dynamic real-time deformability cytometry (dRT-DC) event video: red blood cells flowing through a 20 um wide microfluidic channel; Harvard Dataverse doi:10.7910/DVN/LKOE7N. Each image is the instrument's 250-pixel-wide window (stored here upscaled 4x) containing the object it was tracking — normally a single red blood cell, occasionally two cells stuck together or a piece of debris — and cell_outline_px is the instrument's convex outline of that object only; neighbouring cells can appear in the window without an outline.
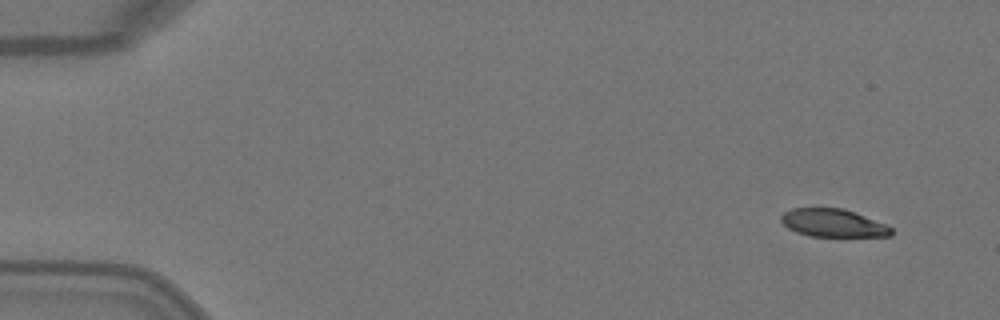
{"species": "Egyptian fruit bat (a non-hibernating species)", "species_latin": "Rousettus aegyptiacus", "temperature_condition": "warm", "stored_images_in_passage": 3, "camera_frame_rate_fps": 3000, "um_per_image_px": 0.085, "animal": {"sex": "female"}, "frame": {"image": 1, "passage_image": 1, "time_ms": 0.0, "image_size_px": [1000, 320], "cell_outline_px": [[892, 236], [808, 236], [796, 232], [788, 228], [780, 220], [780, 216], [784, 212], [792, 208], [844, 208], [856, 212], [884, 224], [892, 228]], "centroid_in_image_um": [70.78, 18.95], "position_along_channel_um": 14.2, "area_um2": 17.92}}